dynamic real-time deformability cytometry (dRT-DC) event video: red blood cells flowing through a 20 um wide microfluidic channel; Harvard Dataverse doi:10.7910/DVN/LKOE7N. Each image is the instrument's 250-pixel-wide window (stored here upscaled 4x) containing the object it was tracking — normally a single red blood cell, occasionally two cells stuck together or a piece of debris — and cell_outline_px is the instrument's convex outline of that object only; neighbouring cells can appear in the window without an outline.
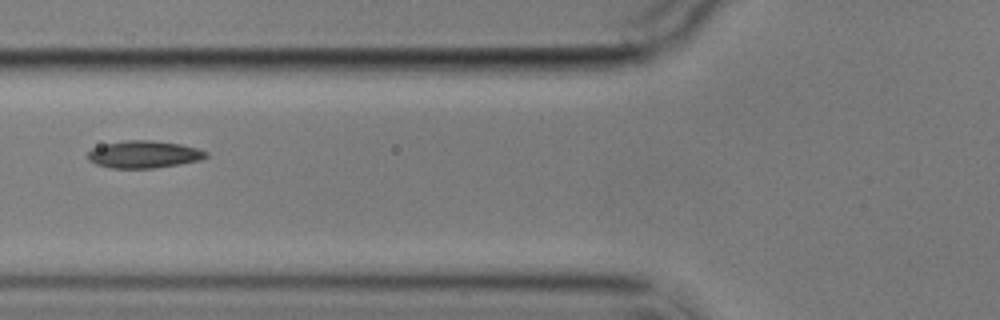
{"species": "common noctule bat (a hibernating species)", "species_latin": "Nyctalus noctula", "temperature_condition": "cold", "stored_images_in_passage": 8, "camera_frame_rate_fps": 3000, "um_per_image_px": 0.085, "animal": {"sex": "male", "body_mass_g": 17.9}, "frame": {"image": 1, "passage_image": 5, "time_ms": 5.333, "image_size_px": [1000, 320], "cell_outline_px": [[208, 156], [200, 160], [180, 164], [156, 168], [112, 168], [96, 164], [88, 160], [88, 152], [92, 148], [104, 144], [124, 140], [152, 140], [180, 144], [196, 148], [208, 152]], "centroid_in_image_um": [12.23, 13.12], "position_along_channel_um": 113.6, "area_um2": 18.84}}
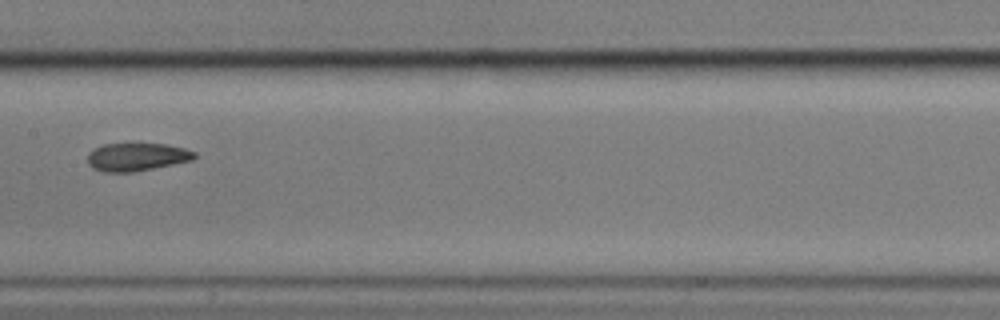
{"frame": {"image": 2, "passage_image": 7, "time_ms": 7.667, "image_size_px": [1000, 320], "cell_outline_px": [[196, 156], [192, 160], [132, 172], [104, 172], [92, 168], [88, 164], [88, 152], [104, 144], [164, 144], [184, 148], [196, 152]], "centroid_in_image_um": [11.6, 13.34], "position_along_channel_um": 195.8, "area_um2": 17.22}}
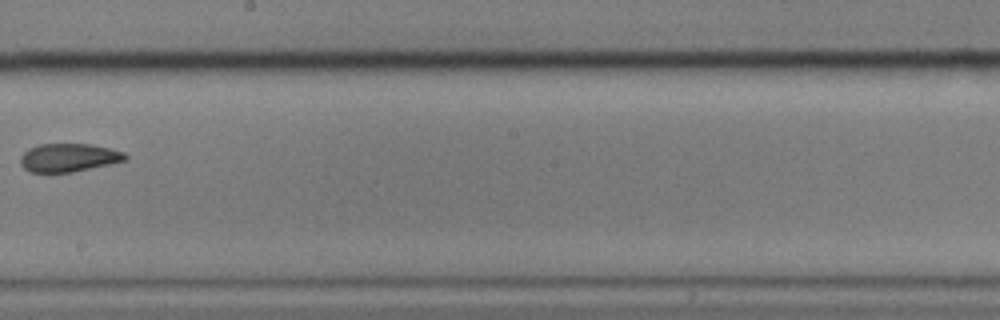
{"frame": {"image": 3, "passage_image": 8, "time_ms": 9.0, "image_size_px": [1000, 320], "cell_outline_px": [[128, 160], [72, 172], [32, 172], [24, 168], [20, 164], [20, 156], [28, 148], [40, 144], [92, 144], [124, 152], [128, 156]], "centroid_in_image_um": [5.84, 13.39], "position_along_channel_um": 242.4, "area_um2": 17.28}}